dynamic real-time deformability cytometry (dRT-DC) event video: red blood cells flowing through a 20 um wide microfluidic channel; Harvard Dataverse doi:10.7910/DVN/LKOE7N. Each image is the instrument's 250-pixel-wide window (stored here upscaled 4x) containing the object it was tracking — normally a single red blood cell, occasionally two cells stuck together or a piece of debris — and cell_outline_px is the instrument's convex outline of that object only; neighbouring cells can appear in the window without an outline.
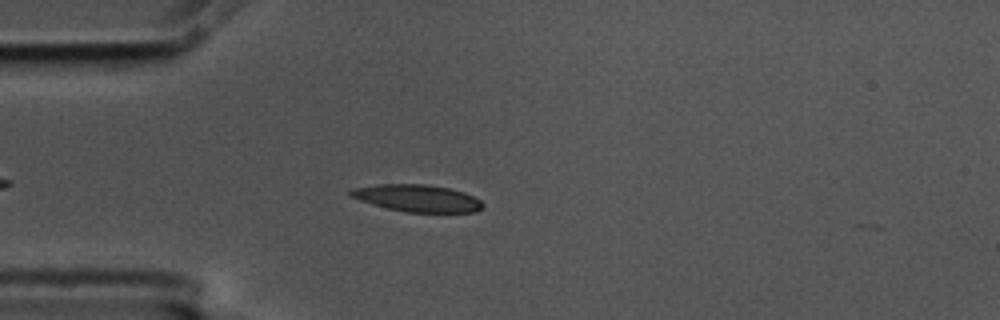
{"species": "common noctule bat (a hibernating species)", "species_latin": "Nyctalus noctula", "temperature_condition": "cold", "stored_images_in_passage": 6, "camera_frame_rate_fps": 3000, "um_per_image_px": 0.085, "animal": {"sex": "male", "body_mass_g": 17.5, "forearm_length_mm": 52.3}, "frame": {"image": 1, "passage_image": 5, "time_ms": 1.333, "image_size_px": [1000, 320], "cell_outline_px": [[484, 204], [476, 212], [408, 212], [388, 208], [372, 204], [348, 196], [348, 192], [352, 188], [376, 184], [428, 184], [448, 188], [464, 192], [480, 200]], "centroid_in_image_um": [35.43, 16.83], "position_along_channel_um": 49.6, "area_um2": 20.81}}